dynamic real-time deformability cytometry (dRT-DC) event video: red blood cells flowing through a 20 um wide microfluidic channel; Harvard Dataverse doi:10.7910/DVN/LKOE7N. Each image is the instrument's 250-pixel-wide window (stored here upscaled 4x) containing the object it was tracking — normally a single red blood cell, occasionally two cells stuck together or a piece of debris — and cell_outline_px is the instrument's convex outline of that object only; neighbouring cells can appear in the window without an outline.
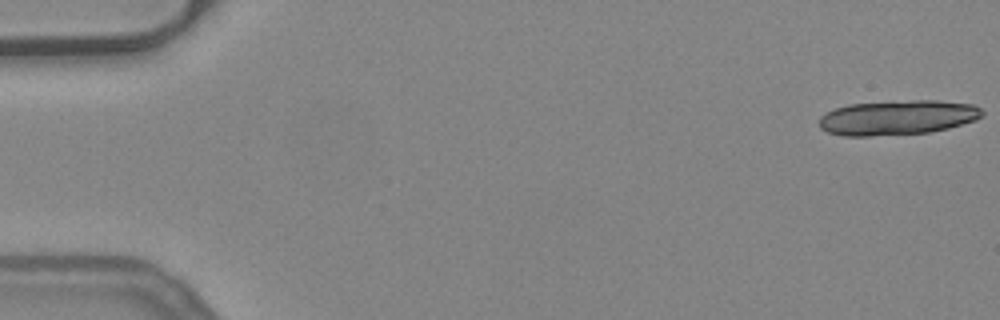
{"species": "common noctule bat (a hibernating species)", "species_latin": "Nyctalus noctula", "temperature_condition": "warm", "stored_images_in_passage": 18, "camera_frame_rate_fps": 3000, "um_per_image_px": 0.085, "animal": {"sex": "female", "body_mass_g": 24.6, "forearm_length_mm": 56.2}, "frame": {"image": 1, "passage_image": 1, "time_ms": 0.0, "image_size_px": [1000, 320], "cell_outline_px": [[984, 116], [976, 120], [948, 128], [928, 132], [868, 136], [844, 136], [828, 132], [820, 128], [820, 116], [824, 112], [848, 104], [892, 100], [936, 100], [972, 104], [980, 108], [984, 112]], "centroid_in_image_um": [76.28, 9.97], "position_along_channel_um": 8.7, "area_um2": 33.29}}